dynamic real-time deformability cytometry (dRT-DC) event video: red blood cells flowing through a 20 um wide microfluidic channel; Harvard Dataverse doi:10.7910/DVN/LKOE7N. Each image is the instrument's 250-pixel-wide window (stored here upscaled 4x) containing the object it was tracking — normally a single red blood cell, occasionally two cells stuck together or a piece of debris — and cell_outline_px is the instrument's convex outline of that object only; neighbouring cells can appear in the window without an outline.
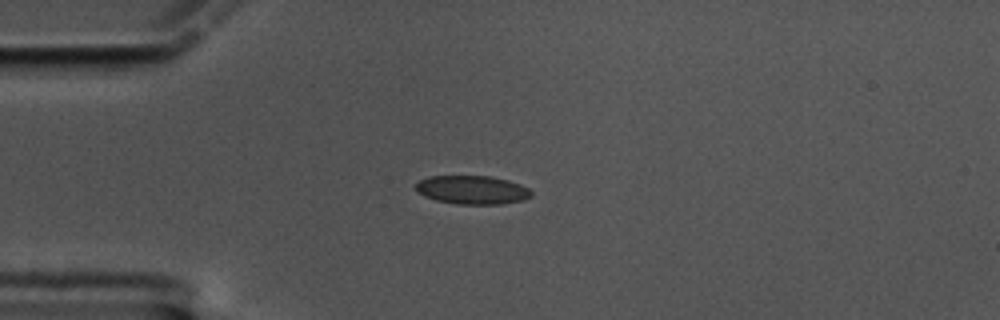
{"species": "common noctule bat (a hibernating species)", "species_latin": "Nyctalus noctula", "temperature_condition": "cold", "stored_images_in_passage": 37, "camera_frame_rate_fps": 3000, "um_per_image_px": 0.085, "animal": {"sex": "male", "body_mass_g": 17.5, "forearm_length_mm": 52.3}, "frame": {"image": 1, "passage_image": 1, "time_ms": 0.0, "image_size_px": [1000, 320], "cell_outline_px": [[532, 196], [524, 200], [504, 204], [456, 204], [436, 200], [424, 196], [416, 192], [416, 184], [420, 180], [428, 176], [488, 176], [508, 180], [520, 184], [528, 188], [532, 192]], "centroid_in_image_um": [40.15, 16.14], "position_along_channel_um": 44.9, "area_um2": 19.36}}
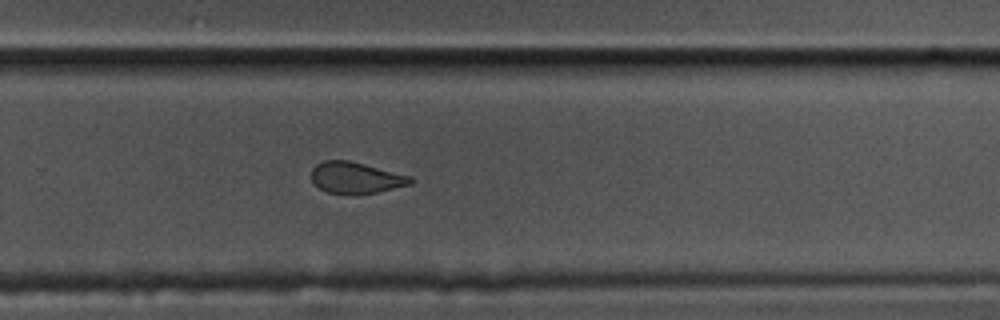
{"frame": {"image": 2, "passage_image": 25, "time_ms": 8.0, "image_size_px": [1000, 320], "cell_outline_px": [[412, 184], [376, 192], [356, 196], [352, 196], [328, 192], [320, 188], [312, 180], [312, 168], [316, 164], [324, 160], [348, 160], [412, 176]], "centroid_in_image_um": [30.24, 15.13], "position_along_channel_um": 299.6, "area_um2": 18.26}}
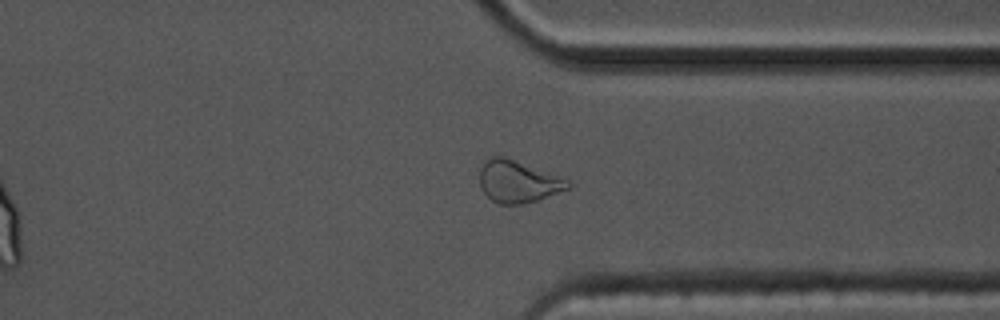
{"frame": {"image": 3, "passage_image": 31, "time_ms": 10.0, "image_size_px": [1000, 320], "cell_outline_px": [[572, 188], [536, 200], [520, 204], [500, 204], [492, 200], [480, 188], [480, 168], [492, 156], [504, 156], [568, 180], [572, 184]], "centroid_in_image_um": [44.03, 15.44], "position_along_channel_um": 367.4, "area_um2": 21.27}, "authors_computed_cell_mechanics": {"area_um2": 19.1318, "velocity_mm_per_s": 3.4032, "shape_relaxation_time_tau1_ms": null, "shape_relaxation_time_tau2_ms": 2.0036, "deformation_change_tau1": null, "deformation_change_tau2": 0.0824}}